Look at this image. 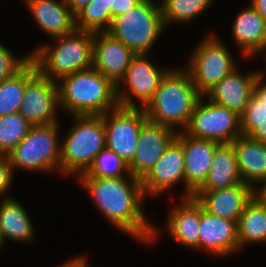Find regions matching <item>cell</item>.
<instances>
[{"instance_id":"60d3db41","label":"cell","mask_w":266,"mask_h":267,"mask_svg":"<svg viewBox=\"0 0 266 267\" xmlns=\"http://www.w3.org/2000/svg\"><path fill=\"white\" fill-rule=\"evenodd\" d=\"M85 261L84 257H76L75 259H72L69 262H66L65 265L59 266V267H79L83 262Z\"/></svg>"},{"instance_id":"74e56055","label":"cell","mask_w":266,"mask_h":267,"mask_svg":"<svg viewBox=\"0 0 266 267\" xmlns=\"http://www.w3.org/2000/svg\"><path fill=\"white\" fill-rule=\"evenodd\" d=\"M263 185L260 187V190L256 191V187L254 188L253 197L256 198L262 205H266V179L259 182Z\"/></svg>"},{"instance_id":"484cf974","label":"cell","mask_w":266,"mask_h":267,"mask_svg":"<svg viewBox=\"0 0 266 267\" xmlns=\"http://www.w3.org/2000/svg\"><path fill=\"white\" fill-rule=\"evenodd\" d=\"M239 249L245 244L266 242V209L256 198L245 206L237 220Z\"/></svg>"},{"instance_id":"f35d334b","label":"cell","mask_w":266,"mask_h":267,"mask_svg":"<svg viewBox=\"0 0 266 267\" xmlns=\"http://www.w3.org/2000/svg\"><path fill=\"white\" fill-rule=\"evenodd\" d=\"M71 8L72 12L76 15L90 0H65Z\"/></svg>"},{"instance_id":"836d02e7","label":"cell","mask_w":266,"mask_h":267,"mask_svg":"<svg viewBox=\"0 0 266 267\" xmlns=\"http://www.w3.org/2000/svg\"><path fill=\"white\" fill-rule=\"evenodd\" d=\"M13 173L7 156H0V194H6L13 180Z\"/></svg>"},{"instance_id":"3957f363","label":"cell","mask_w":266,"mask_h":267,"mask_svg":"<svg viewBox=\"0 0 266 267\" xmlns=\"http://www.w3.org/2000/svg\"><path fill=\"white\" fill-rule=\"evenodd\" d=\"M60 80L59 104L70 115H103L119 106L116 85L93 67Z\"/></svg>"},{"instance_id":"2e32d148","label":"cell","mask_w":266,"mask_h":267,"mask_svg":"<svg viewBox=\"0 0 266 267\" xmlns=\"http://www.w3.org/2000/svg\"><path fill=\"white\" fill-rule=\"evenodd\" d=\"M254 188L247 183L212 191H195L192 197L207 213L237 221L246 204L253 198Z\"/></svg>"},{"instance_id":"ee69618b","label":"cell","mask_w":266,"mask_h":267,"mask_svg":"<svg viewBox=\"0 0 266 267\" xmlns=\"http://www.w3.org/2000/svg\"><path fill=\"white\" fill-rule=\"evenodd\" d=\"M148 2H153L152 0H146ZM165 0H162L161 4L164 2Z\"/></svg>"},{"instance_id":"d6a6232c","label":"cell","mask_w":266,"mask_h":267,"mask_svg":"<svg viewBox=\"0 0 266 267\" xmlns=\"http://www.w3.org/2000/svg\"><path fill=\"white\" fill-rule=\"evenodd\" d=\"M31 60V54L23 58L15 56L4 45L0 44V84L14 76Z\"/></svg>"},{"instance_id":"d590c367","label":"cell","mask_w":266,"mask_h":267,"mask_svg":"<svg viewBox=\"0 0 266 267\" xmlns=\"http://www.w3.org/2000/svg\"><path fill=\"white\" fill-rule=\"evenodd\" d=\"M263 73H259L255 80L254 95L263 102L266 107V84H263Z\"/></svg>"},{"instance_id":"4dcf8cb0","label":"cell","mask_w":266,"mask_h":267,"mask_svg":"<svg viewBox=\"0 0 266 267\" xmlns=\"http://www.w3.org/2000/svg\"><path fill=\"white\" fill-rule=\"evenodd\" d=\"M124 172L130 175L128 164L113 150L105 147L97 154L89 170L80 176L114 178L124 177Z\"/></svg>"},{"instance_id":"e0dca14e","label":"cell","mask_w":266,"mask_h":267,"mask_svg":"<svg viewBox=\"0 0 266 267\" xmlns=\"http://www.w3.org/2000/svg\"><path fill=\"white\" fill-rule=\"evenodd\" d=\"M178 182H183L185 186L183 148L175 138L153 168L141 180V184L146 197L165 192Z\"/></svg>"},{"instance_id":"ab89813d","label":"cell","mask_w":266,"mask_h":267,"mask_svg":"<svg viewBox=\"0 0 266 267\" xmlns=\"http://www.w3.org/2000/svg\"><path fill=\"white\" fill-rule=\"evenodd\" d=\"M251 6L266 20V0H252Z\"/></svg>"},{"instance_id":"ffe728a7","label":"cell","mask_w":266,"mask_h":267,"mask_svg":"<svg viewBox=\"0 0 266 267\" xmlns=\"http://www.w3.org/2000/svg\"><path fill=\"white\" fill-rule=\"evenodd\" d=\"M25 4L28 5L39 27L52 39L77 30L76 15L65 0H25Z\"/></svg>"},{"instance_id":"4fadbf2b","label":"cell","mask_w":266,"mask_h":267,"mask_svg":"<svg viewBox=\"0 0 266 267\" xmlns=\"http://www.w3.org/2000/svg\"><path fill=\"white\" fill-rule=\"evenodd\" d=\"M176 135L177 131L170 127L147 121L140 131L135 156L128 165L130 175L142 180L176 138Z\"/></svg>"},{"instance_id":"5bb4252c","label":"cell","mask_w":266,"mask_h":267,"mask_svg":"<svg viewBox=\"0 0 266 267\" xmlns=\"http://www.w3.org/2000/svg\"><path fill=\"white\" fill-rule=\"evenodd\" d=\"M176 139L181 143L184 154L186 196L193 193L205 182L216 147V141L199 139L187 135L184 130L177 132Z\"/></svg>"},{"instance_id":"f1b7e54d","label":"cell","mask_w":266,"mask_h":267,"mask_svg":"<svg viewBox=\"0 0 266 267\" xmlns=\"http://www.w3.org/2000/svg\"><path fill=\"white\" fill-rule=\"evenodd\" d=\"M32 126L19 112L0 116V156H7L26 137Z\"/></svg>"},{"instance_id":"1f68e13d","label":"cell","mask_w":266,"mask_h":267,"mask_svg":"<svg viewBox=\"0 0 266 267\" xmlns=\"http://www.w3.org/2000/svg\"><path fill=\"white\" fill-rule=\"evenodd\" d=\"M266 121V107L254 94L240 114L242 135H248L259 123Z\"/></svg>"},{"instance_id":"e575fe53","label":"cell","mask_w":266,"mask_h":267,"mask_svg":"<svg viewBox=\"0 0 266 267\" xmlns=\"http://www.w3.org/2000/svg\"><path fill=\"white\" fill-rule=\"evenodd\" d=\"M142 0H111V14L113 18L122 15L130 9L134 8Z\"/></svg>"},{"instance_id":"cb8c5ba5","label":"cell","mask_w":266,"mask_h":267,"mask_svg":"<svg viewBox=\"0 0 266 267\" xmlns=\"http://www.w3.org/2000/svg\"><path fill=\"white\" fill-rule=\"evenodd\" d=\"M232 143L219 144L205 182L196 191H212L242 183Z\"/></svg>"},{"instance_id":"7bdbcfd3","label":"cell","mask_w":266,"mask_h":267,"mask_svg":"<svg viewBox=\"0 0 266 267\" xmlns=\"http://www.w3.org/2000/svg\"><path fill=\"white\" fill-rule=\"evenodd\" d=\"M2 244H3V239H2V236H1V233H0V248H1Z\"/></svg>"},{"instance_id":"44dd1931","label":"cell","mask_w":266,"mask_h":267,"mask_svg":"<svg viewBox=\"0 0 266 267\" xmlns=\"http://www.w3.org/2000/svg\"><path fill=\"white\" fill-rule=\"evenodd\" d=\"M173 208L167 220L170 235L181 245L199 250L200 204L188 197Z\"/></svg>"},{"instance_id":"4316f807","label":"cell","mask_w":266,"mask_h":267,"mask_svg":"<svg viewBox=\"0 0 266 267\" xmlns=\"http://www.w3.org/2000/svg\"><path fill=\"white\" fill-rule=\"evenodd\" d=\"M37 73L36 64L30 60L14 76L0 84V116L19 112L26 84Z\"/></svg>"},{"instance_id":"277c9868","label":"cell","mask_w":266,"mask_h":267,"mask_svg":"<svg viewBox=\"0 0 266 267\" xmlns=\"http://www.w3.org/2000/svg\"><path fill=\"white\" fill-rule=\"evenodd\" d=\"M53 39L58 41L54 48L44 45L30 53L42 76L58 82L65 76L92 68L94 32L75 30Z\"/></svg>"},{"instance_id":"f546056e","label":"cell","mask_w":266,"mask_h":267,"mask_svg":"<svg viewBox=\"0 0 266 267\" xmlns=\"http://www.w3.org/2000/svg\"><path fill=\"white\" fill-rule=\"evenodd\" d=\"M212 0H165L161 4L164 27L170 22H189L203 12Z\"/></svg>"},{"instance_id":"30bf717a","label":"cell","mask_w":266,"mask_h":267,"mask_svg":"<svg viewBox=\"0 0 266 267\" xmlns=\"http://www.w3.org/2000/svg\"><path fill=\"white\" fill-rule=\"evenodd\" d=\"M102 116L106 147L117 153L129 165L135 156L142 126L148 121L144 109L118 106Z\"/></svg>"},{"instance_id":"8992f818","label":"cell","mask_w":266,"mask_h":267,"mask_svg":"<svg viewBox=\"0 0 266 267\" xmlns=\"http://www.w3.org/2000/svg\"><path fill=\"white\" fill-rule=\"evenodd\" d=\"M164 29L161 5L142 0L134 8L114 17L107 32L138 55L148 54Z\"/></svg>"},{"instance_id":"9c48e42d","label":"cell","mask_w":266,"mask_h":267,"mask_svg":"<svg viewBox=\"0 0 266 267\" xmlns=\"http://www.w3.org/2000/svg\"><path fill=\"white\" fill-rule=\"evenodd\" d=\"M184 132L191 137L213 140L219 144L232 143L242 134L240 115L210 100L204 104L200 98Z\"/></svg>"},{"instance_id":"ac0fdd59","label":"cell","mask_w":266,"mask_h":267,"mask_svg":"<svg viewBox=\"0 0 266 267\" xmlns=\"http://www.w3.org/2000/svg\"><path fill=\"white\" fill-rule=\"evenodd\" d=\"M199 248L219 256L238 251L237 221L211 215L200 205Z\"/></svg>"},{"instance_id":"83f0119b","label":"cell","mask_w":266,"mask_h":267,"mask_svg":"<svg viewBox=\"0 0 266 267\" xmlns=\"http://www.w3.org/2000/svg\"><path fill=\"white\" fill-rule=\"evenodd\" d=\"M110 5L111 0H90L76 14V29L94 33L108 31L112 24Z\"/></svg>"},{"instance_id":"7c38bea8","label":"cell","mask_w":266,"mask_h":267,"mask_svg":"<svg viewBox=\"0 0 266 267\" xmlns=\"http://www.w3.org/2000/svg\"><path fill=\"white\" fill-rule=\"evenodd\" d=\"M19 113L33 126L58 123L55 117L59 104L57 82L39 72L26 84Z\"/></svg>"},{"instance_id":"9a60e30c","label":"cell","mask_w":266,"mask_h":267,"mask_svg":"<svg viewBox=\"0 0 266 267\" xmlns=\"http://www.w3.org/2000/svg\"><path fill=\"white\" fill-rule=\"evenodd\" d=\"M135 54L107 31L94 33L93 65L115 85L124 77Z\"/></svg>"},{"instance_id":"6da1fadb","label":"cell","mask_w":266,"mask_h":267,"mask_svg":"<svg viewBox=\"0 0 266 267\" xmlns=\"http://www.w3.org/2000/svg\"><path fill=\"white\" fill-rule=\"evenodd\" d=\"M129 177L130 184L125 177L79 176L77 178L110 223L135 239L155 241L158 238V231L148 224L141 209V202L145 197L141 180L132 175Z\"/></svg>"},{"instance_id":"5b68a950","label":"cell","mask_w":266,"mask_h":267,"mask_svg":"<svg viewBox=\"0 0 266 267\" xmlns=\"http://www.w3.org/2000/svg\"><path fill=\"white\" fill-rule=\"evenodd\" d=\"M77 124L71 127L60 146V167L64 174L82 175L92 166L97 154L106 147L102 115H72Z\"/></svg>"},{"instance_id":"d6986e66","label":"cell","mask_w":266,"mask_h":267,"mask_svg":"<svg viewBox=\"0 0 266 267\" xmlns=\"http://www.w3.org/2000/svg\"><path fill=\"white\" fill-rule=\"evenodd\" d=\"M258 75L259 72H251L247 76H242L236 68L207 93L208 99L240 115L254 94L255 80Z\"/></svg>"},{"instance_id":"8fae6325","label":"cell","mask_w":266,"mask_h":267,"mask_svg":"<svg viewBox=\"0 0 266 267\" xmlns=\"http://www.w3.org/2000/svg\"><path fill=\"white\" fill-rule=\"evenodd\" d=\"M147 56L148 54L135 55L124 77L116 85L117 101L120 107L138 108L137 103L132 100L133 96L140 102V108L144 109L154 97L160 80L167 73L168 69L164 70L154 66V64L149 62ZM122 82L123 85L128 87L129 92L126 88L123 91L119 87ZM130 93L132 94L131 97L129 96Z\"/></svg>"},{"instance_id":"b9f144b4","label":"cell","mask_w":266,"mask_h":267,"mask_svg":"<svg viewBox=\"0 0 266 267\" xmlns=\"http://www.w3.org/2000/svg\"><path fill=\"white\" fill-rule=\"evenodd\" d=\"M79 267H88L87 266V261L85 260Z\"/></svg>"},{"instance_id":"ba28073f","label":"cell","mask_w":266,"mask_h":267,"mask_svg":"<svg viewBox=\"0 0 266 267\" xmlns=\"http://www.w3.org/2000/svg\"><path fill=\"white\" fill-rule=\"evenodd\" d=\"M207 37L192 53L187 66L197 91L209 93L225 76L236 69L230 51L213 35Z\"/></svg>"},{"instance_id":"d4e9b609","label":"cell","mask_w":266,"mask_h":267,"mask_svg":"<svg viewBox=\"0 0 266 267\" xmlns=\"http://www.w3.org/2000/svg\"><path fill=\"white\" fill-rule=\"evenodd\" d=\"M0 204V233L3 241L26 242L33 239L34 228L27 212L13 198L3 197Z\"/></svg>"},{"instance_id":"7402d4cb","label":"cell","mask_w":266,"mask_h":267,"mask_svg":"<svg viewBox=\"0 0 266 267\" xmlns=\"http://www.w3.org/2000/svg\"><path fill=\"white\" fill-rule=\"evenodd\" d=\"M232 144L240 176L254 188L255 183L266 179V143L241 134Z\"/></svg>"},{"instance_id":"7a4b0ae2","label":"cell","mask_w":266,"mask_h":267,"mask_svg":"<svg viewBox=\"0 0 266 267\" xmlns=\"http://www.w3.org/2000/svg\"><path fill=\"white\" fill-rule=\"evenodd\" d=\"M168 70L160 80L154 97L144 108L147 120L170 127L186 129L201 95L187 70Z\"/></svg>"},{"instance_id":"8d00e7d4","label":"cell","mask_w":266,"mask_h":267,"mask_svg":"<svg viewBox=\"0 0 266 267\" xmlns=\"http://www.w3.org/2000/svg\"><path fill=\"white\" fill-rule=\"evenodd\" d=\"M248 136L252 139L266 143V121L259 123Z\"/></svg>"},{"instance_id":"603a6c76","label":"cell","mask_w":266,"mask_h":267,"mask_svg":"<svg viewBox=\"0 0 266 267\" xmlns=\"http://www.w3.org/2000/svg\"><path fill=\"white\" fill-rule=\"evenodd\" d=\"M232 30L234 42H237L244 56H253L265 50L266 20L251 5L236 17Z\"/></svg>"},{"instance_id":"52a82bcc","label":"cell","mask_w":266,"mask_h":267,"mask_svg":"<svg viewBox=\"0 0 266 267\" xmlns=\"http://www.w3.org/2000/svg\"><path fill=\"white\" fill-rule=\"evenodd\" d=\"M59 124L32 126L21 142L7 155L12 169L53 171L60 167Z\"/></svg>"}]
</instances>
